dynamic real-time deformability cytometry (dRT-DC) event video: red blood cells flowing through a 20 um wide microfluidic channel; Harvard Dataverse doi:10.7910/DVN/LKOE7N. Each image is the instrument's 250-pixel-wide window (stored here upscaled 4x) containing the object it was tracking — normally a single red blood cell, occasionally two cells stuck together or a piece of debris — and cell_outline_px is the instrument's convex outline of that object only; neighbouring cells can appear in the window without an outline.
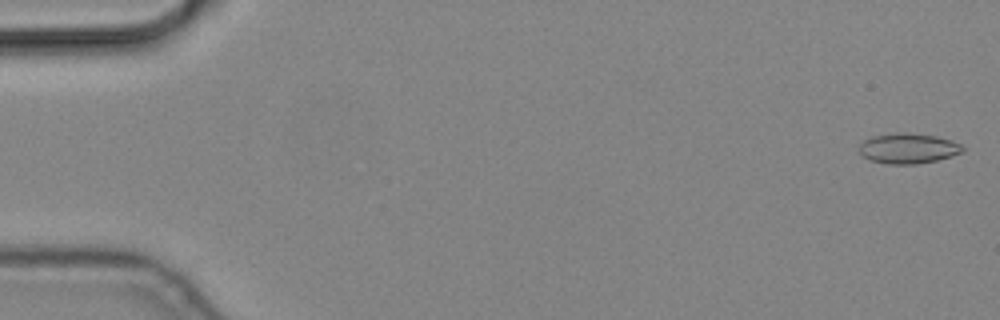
{"species": "common noctule bat (a hibernating species)", "species_latin": "Nyctalus noctula", "temperature_condition": "cold", "stored_images_in_passage": 8, "camera_frame_rate_fps": 3000, "um_per_image_px": 0.085, "animal": {"sex": "male", "body_mass_g": 19.2, "forearm_length_mm": 51.8}, "frame": {"image": 1, "passage_image": 1, "time_ms": 0.0, "image_size_px": [1000, 320], "cell_outline_px": [[964, 152], [952, 156], [936, 160], [916, 164], [888, 164], [872, 160], [864, 156], [860, 152], [860, 144], [864, 140], [872, 136], [896, 132], [904, 132], [936, 136], [952, 140], [960, 144], [964, 148]], "centroid_in_image_um": [77.22, 12.6], "position_along_channel_um": 7.8, "area_um2": 18.21}}
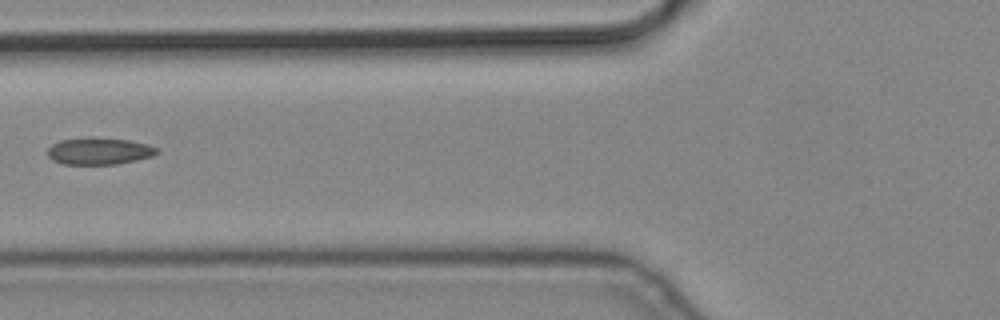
{"frame": {"image": 2, "passage_image": 7, "time_ms": 2.0, "image_size_px": [1000, 320], "cell_outline_px": [[160, 152], [152, 156], [136, 160], [116, 164], [64, 164], [52, 160], [48, 156], [48, 148], [52, 144], [60, 140], [88, 136], [128, 140], [148, 144], [160, 148]], "centroid_in_image_um": [8.44, 12.83], "position_along_channel_um": 117.4, "area_um2": 17.4}}
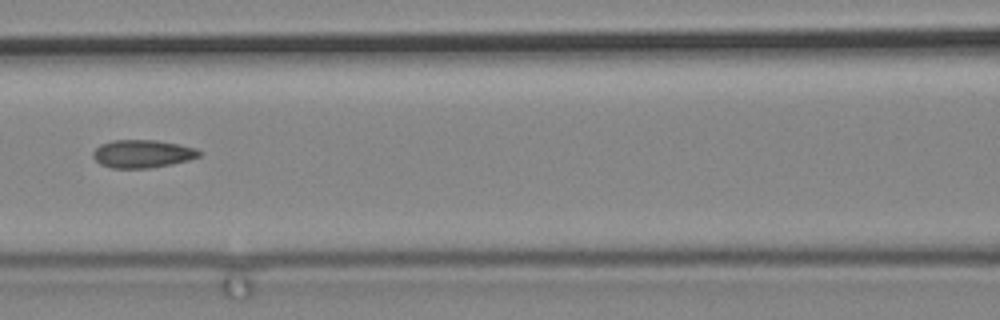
{"frame": {"image": 3, "passage_image": 8, "time_ms": 2.333, "image_size_px": [1000, 320], "cell_outline_px": [[200, 156], [188, 160], [148, 168], [112, 168], [100, 164], [92, 156], [92, 152], [100, 144], [112, 140], [156, 140], [196, 148], [200, 152]], "centroid_in_image_um": [12.06, 13.06], "position_along_channel_um": 154.5, "area_um2": 17.11}}